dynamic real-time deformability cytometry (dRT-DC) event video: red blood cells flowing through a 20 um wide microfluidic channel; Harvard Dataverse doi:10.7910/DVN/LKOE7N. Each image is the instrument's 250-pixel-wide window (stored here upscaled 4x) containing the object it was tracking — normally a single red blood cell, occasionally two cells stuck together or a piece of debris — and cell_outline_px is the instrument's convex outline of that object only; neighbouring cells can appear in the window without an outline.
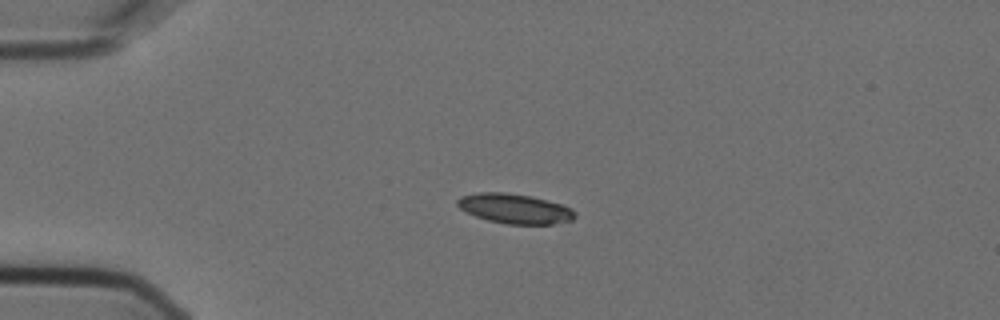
{"species": "Egyptian fruit bat (a non-hibernating species)", "species_latin": "Rousettus aegyptiacus", "temperature_condition": "cold", "stored_images_in_passage": 7, "camera_frame_rate_fps": 3000, "um_per_image_px": 0.085, "animal": {"sex": "female"}, "frame": {"image": 1, "passage_image": 5, "time_ms": 1.333, "image_size_px": [1000, 320], "cell_outline_px": [[576, 216], [572, 220], [552, 224], [508, 224], [488, 220], [476, 216], [460, 208], [456, 204], [456, 200], [460, 196], [476, 192], [504, 192], [532, 196], [560, 204], [572, 208], [576, 212]], "centroid_in_image_um": [43.75, 17.72], "position_along_channel_um": 41.3, "area_um2": 20.4}}